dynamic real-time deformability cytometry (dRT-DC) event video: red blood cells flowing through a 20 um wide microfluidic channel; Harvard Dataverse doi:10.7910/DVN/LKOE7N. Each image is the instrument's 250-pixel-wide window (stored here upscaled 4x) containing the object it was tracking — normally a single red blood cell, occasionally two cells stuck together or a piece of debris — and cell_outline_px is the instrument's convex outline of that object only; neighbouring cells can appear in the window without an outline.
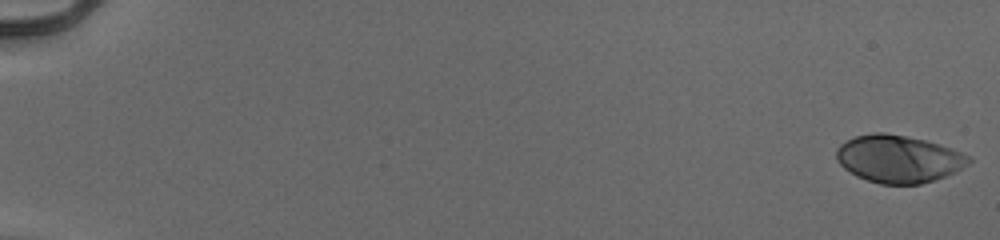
{"species": "human", "species_latin": "Homo sapiens", "temperature_condition": "cold", "stored_images_in_passage": 54, "camera_frame_rate_fps": 3000, "um_per_image_px": 0.085, "donor": {"sex": "male"}, "frame": {"image": 1, "passage_image": 1, "time_ms": 0.0, "image_size_px": [1000, 240], "cell_outline_px": [[972, 160], [968, 164], [956, 172], [920, 184], [880, 184], [856, 176], [844, 168], [836, 160], [836, 148], [840, 144], [856, 136], [872, 132], [884, 132], [924, 140], [952, 148], [968, 156]], "centroid_in_image_um": [76.35, 13.5], "position_along_channel_um": 8.7, "area_um2": 36.41}}
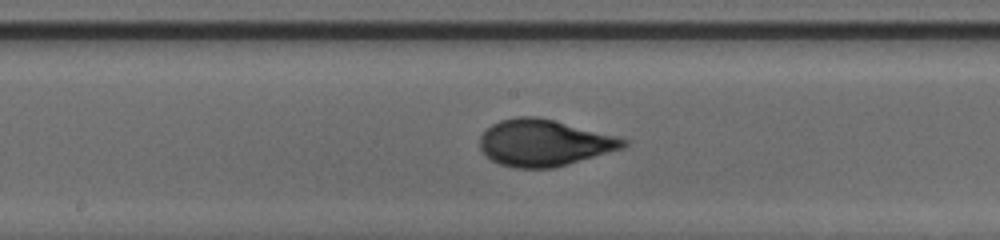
{"frame": {"image": 2, "passage_image": 31, "time_ms": 10.0, "image_size_px": [1000, 240], "cell_outline_px": [[628, 144], [624, 148], [568, 164], [552, 168], [512, 168], [500, 164], [492, 160], [480, 148], [480, 136], [492, 124], [500, 120], [516, 116], [536, 116], [616, 136], [628, 140]], "centroid_in_image_um": [46.24, 12.14], "position_along_channel_um": 202.0, "area_um2": 38.67}}
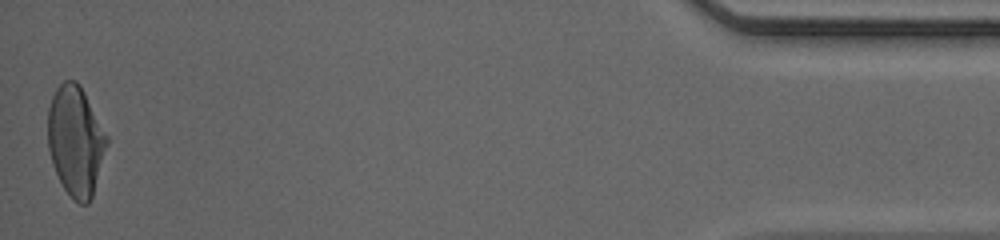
{"frame": {"image": 3, "passage_image": 54, "time_ms": 17.667, "image_size_px": [1000, 240], "cell_outline_px": [[108, 144], [92, 196], [88, 204], [80, 204], [72, 200], [64, 188], [52, 164], [48, 148], [48, 108], [52, 96], [56, 88], [64, 80], [76, 80], [80, 84], [108, 136]], "centroid_in_image_um": [6.43, 11.97], "position_along_channel_um": 428.8, "area_um2": 37.86}, "authors_computed_cell_mechanics": {"area_um2": 37.3677, "velocity_mm_per_s": 3.9726, "shape_relaxation_time_tau1_ms": 4.6677, "shape_relaxation_time_tau2_ms": null, "deformation_change_tau1": 0.2046, "deformation_change_tau2": null}}